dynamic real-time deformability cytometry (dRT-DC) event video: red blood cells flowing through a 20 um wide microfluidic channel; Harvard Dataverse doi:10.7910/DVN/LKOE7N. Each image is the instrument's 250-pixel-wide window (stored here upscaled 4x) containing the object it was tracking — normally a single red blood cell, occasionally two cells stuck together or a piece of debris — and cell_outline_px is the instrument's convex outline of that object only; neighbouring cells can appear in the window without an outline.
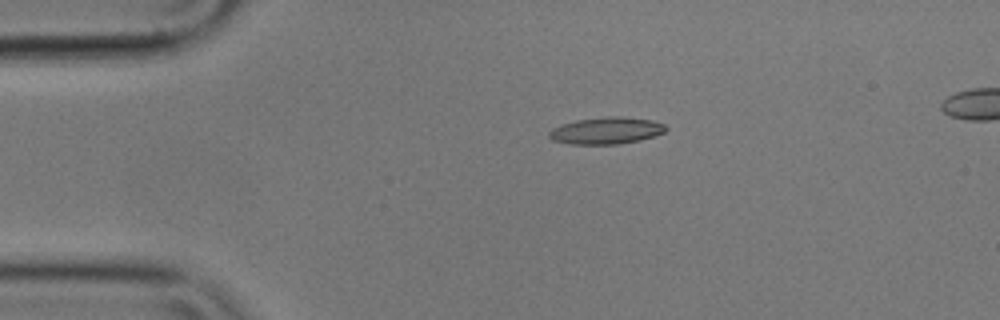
{"species": "common noctule bat (a hibernating species)", "species_latin": "Nyctalus noctula", "temperature_condition": "cold", "stored_images_in_passage": 7, "camera_frame_rate_fps": 3000, "um_per_image_px": 0.085, "animal": {"sex": "male", "body_mass_g": 17.9}, "frame": {"image": 1, "passage_image": 2, "time_ms": 0.333, "image_size_px": [1000, 320], "cell_outline_px": [[668, 128], [664, 132], [656, 136], [640, 140], [620, 144], [568, 144], [552, 140], [548, 136], [548, 132], [552, 128], [560, 124], [576, 120], [604, 116], [616, 116], [652, 120], [664, 124]], "centroid_in_image_um": [51.51, 11.1], "position_along_channel_um": 33.5, "area_um2": 18.5}}
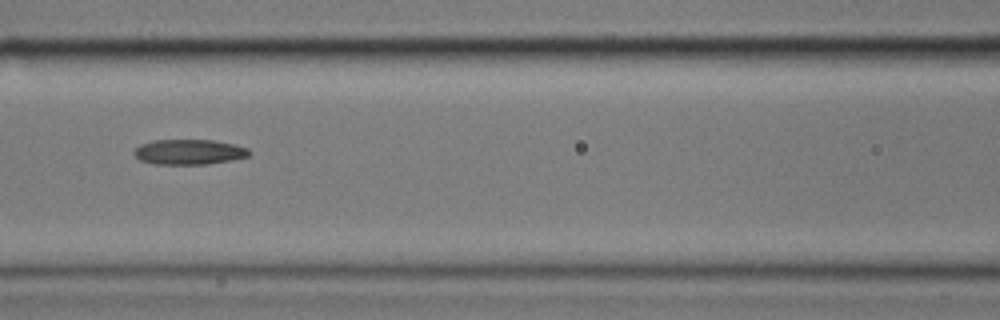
{"frame": {"image": 2, "passage_image": 6, "time_ms": 1.667, "image_size_px": [1000, 320], "cell_outline_px": [[252, 152], [248, 156], [232, 160], [208, 164], [152, 164], [140, 160], [132, 152], [140, 144], [152, 140], [212, 140], [236, 144], [248, 148]], "centroid_in_image_um": [16.08, 12.91], "position_along_channel_um": 150.5, "area_um2": 17.05}}
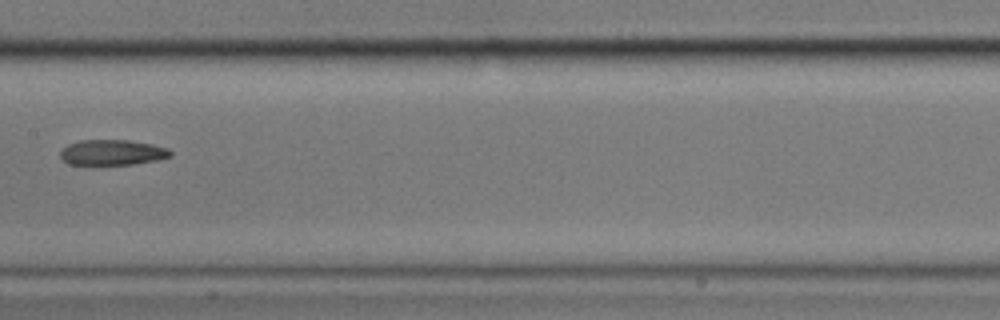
{"frame": {"image": 3, "passage_image": 7, "time_ms": 2.0, "image_size_px": [1000, 320], "cell_outline_px": [[172, 156], [156, 160], [132, 164], [92, 168], [68, 164], [60, 156], [60, 152], [68, 144], [80, 140], [128, 140], [152, 144], [168, 148], [172, 152]], "centroid_in_image_um": [9.49, 13.01], "position_along_channel_um": 197.9, "area_um2": 17.11}}